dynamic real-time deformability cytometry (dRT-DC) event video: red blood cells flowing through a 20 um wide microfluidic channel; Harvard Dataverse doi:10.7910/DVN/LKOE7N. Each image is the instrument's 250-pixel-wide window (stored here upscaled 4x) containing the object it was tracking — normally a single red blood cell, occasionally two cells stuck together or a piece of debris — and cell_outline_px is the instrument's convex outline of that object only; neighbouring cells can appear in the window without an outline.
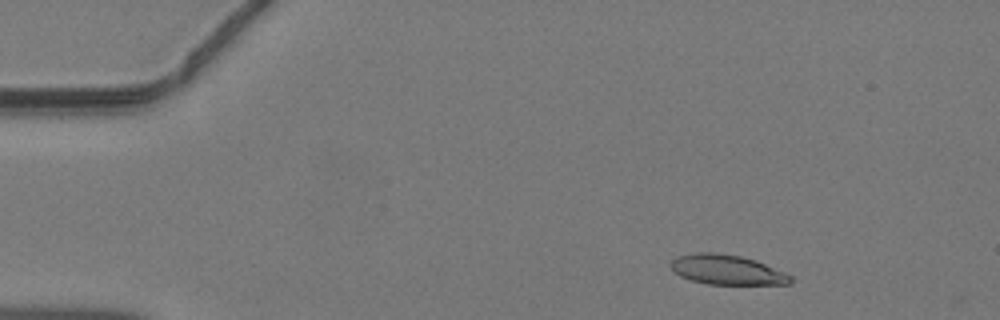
{"species": "common noctule bat (a hibernating species)", "species_latin": "Nyctalus noctula", "temperature_condition": "warm", "stored_images_in_passage": 14, "camera_frame_rate_fps": 3000, "um_per_image_px": 0.085, "animal": {"sex": "male", "body_mass_g": 19.2, "forearm_length_mm": 51.8}, "frame": {"image": 1, "passage_image": 5, "time_ms": 1.333, "image_size_px": [1000, 320], "cell_outline_px": [[792, 284], [708, 284], [692, 280], [680, 276], [668, 264], [676, 256], [696, 252], [716, 252], [740, 256], [756, 260], [784, 272], [792, 276]], "centroid_in_image_um": [61.78, 22.92], "position_along_channel_um": 23.2, "area_um2": 20.81}}
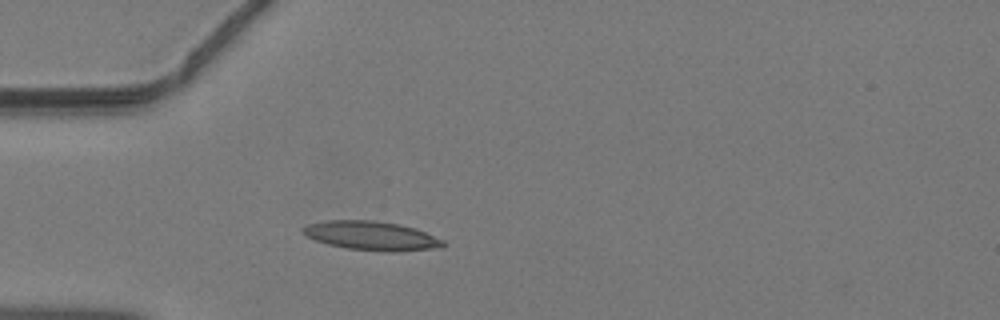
{"frame": {"image": 2, "passage_image": 12, "time_ms": 3.667, "image_size_px": [1000, 320], "cell_outline_px": [[448, 244], [444, 248], [396, 252], [384, 252], [348, 248], [328, 244], [316, 240], [300, 232], [300, 228], [308, 224], [328, 220], [372, 220], [400, 224], [416, 228], [444, 240]], "centroid_in_image_um": [31.64, 20.05], "position_along_channel_um": 53.4, "area_um2": 24.04}}